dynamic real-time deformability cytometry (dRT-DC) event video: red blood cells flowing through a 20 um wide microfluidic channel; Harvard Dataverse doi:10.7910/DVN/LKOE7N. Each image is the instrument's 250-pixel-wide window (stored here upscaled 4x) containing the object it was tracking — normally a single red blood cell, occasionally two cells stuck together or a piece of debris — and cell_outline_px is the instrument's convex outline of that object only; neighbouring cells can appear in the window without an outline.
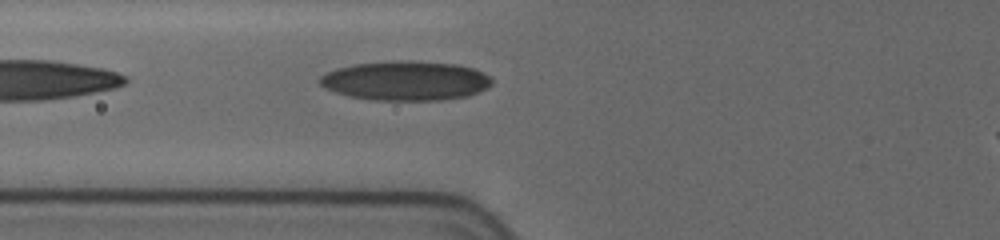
{"species": "human", "species_latin": "Homo sapiens", "temperature_condition": "cold", "stored_images_in_passage": 6, "camera_frame_rate_fps": 3000, "um_per_image_px": 0.085, "donor": {"sex": "female"}, "frame": {"image": 1, "passage_image": 2, "time_ms": 0.667, "image_size_px": [1000, 240], "cell_outline_px": [[492, 84], [468, 96], [440, 100], [376, 100], [348, 96], [336, 92], [320, 84], [316, 80], [320, 76], [336, 68], [356, 64], [396, 60], [412, 60], [456, 64], [472, 68], [484, 72], [492, 80]], "centroid_in_image_um": [34.47, 6.85], "position_along_channel_um": 91.3, "area_um2": 39.42}}
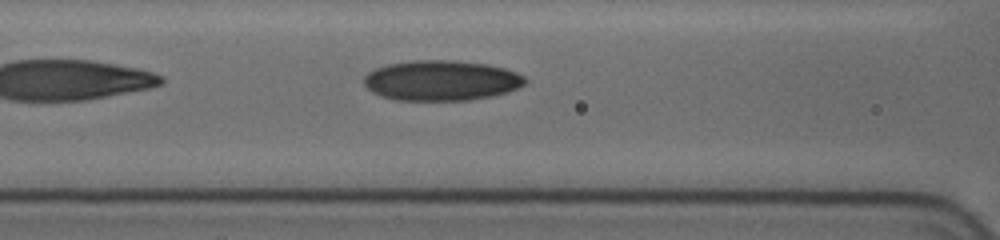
{"frame": {"image": 2, "passage_image": 4, "time_ms": 1.667, "image_size_px": [1000, 240], "cell_outline_px": [[528, 80], [524, 84], [508, 92], [492, 96], [468, 100], [396, 100], [380, 96], [372, 92], [364, 84], [364, 76], [368, 72], [376, 68], [388, 64], [412, 60], [456, 60], [488, 64], [504, 68], [516, 72], [524, 76]], "centroid_in_image_um": [37.51, 6.84], "position_along_channel_um": 129.1, "area_um2": 37.97}}
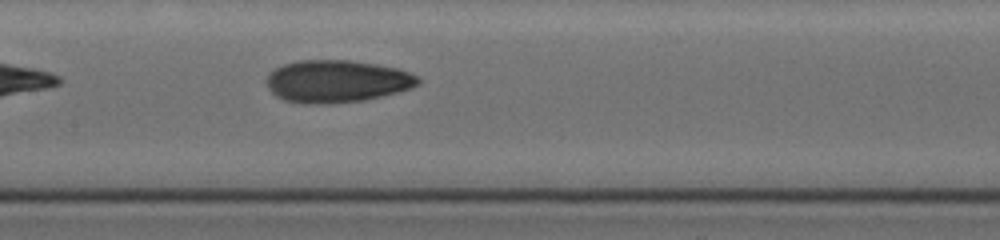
{"frame": {"image": 3, "passage_image": 6, "time_ms": 3.0, "image_size_px": [1000, 240], "cell_outline_px": [[420, 84], [396, 92], [364, 100], [328, 104], [304, 104], [284, 100], [276, 96], [268, 88], [268, 72], [284, 64], [300, 60], [348, 60], [376, 64], [396, 68], [420, 76]], "centroid_in_image_um": [28.62, 6.91], "position_along_channel_um": 178.8, "area_um2": 37.34}}